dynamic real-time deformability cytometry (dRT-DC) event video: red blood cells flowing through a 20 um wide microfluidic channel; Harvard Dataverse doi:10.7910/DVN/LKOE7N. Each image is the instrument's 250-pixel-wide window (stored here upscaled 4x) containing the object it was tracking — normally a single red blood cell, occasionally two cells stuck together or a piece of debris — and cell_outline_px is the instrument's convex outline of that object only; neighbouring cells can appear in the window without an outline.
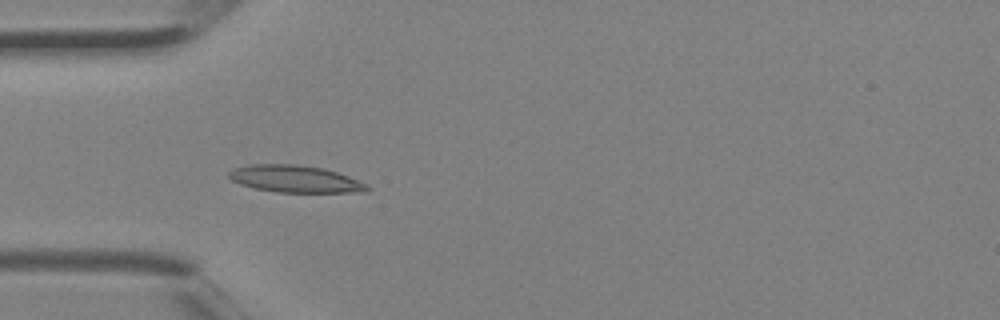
{"species": "Egyptian fruit bat (a non-hibernating species)", "species_latin": "Rousettus aegyptiacus", "temperature_condition": "room temperature", "stored_images_in_passage": 4, "camera_frame_rate_fps": 3000, "um_per_image_px": 0.085, "animal": {"sex": "female"}, "frame": {"image": 1, "passage_image": 3, "time_ms": 0.667, "image_size_px": [1000, 320], "cell_outline_px": [[372, 188], [368, 192], [276, 192], [256, 188], [240, 184], [232, 180], [228, 176], [228, 172], [232, 168], [248, 164], [292, 164], [324, 168], [348, 176], [368, 184]], "centroid_in_image_um": [25.1, 15.21], "position_along_channel_um": 59.9, "area_um2": 21.91}}
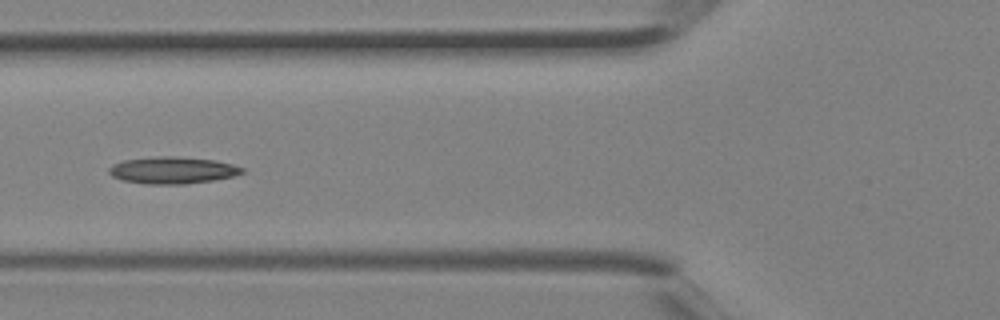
{"frame": {"image": 2, "passage_image": 4, "time_ms": 1.0, "image_size_px": [1000, 320], "cell_outline_px": [[244, 172], [232, 176], [212, 180], [184, 184], [148, 184], [124, 180], [112, 176], [108, 172], [108, 168], [112, 164], [124, 160], [156, 156], [172, 156], [216, 160], [232, 164], [244, 168]], "centroid_in_image_um": [14.65, 14.46], "position_along_channel_um": 111.2, "area_um2": 20.75}}